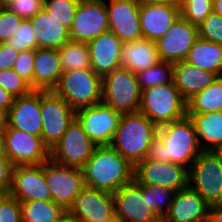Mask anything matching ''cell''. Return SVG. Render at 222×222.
Listing matches in <instances>:
<instances>
[{"label": "cell", "mask_w": 222, "mask_h": 222, "mask_svg": "<svg viewBox=\"0 0 222 222\" xmlns=\"http://www.w3.org/2000/svg\"><path fill=\"white\" fill-rule=\"evenodd\" d=\"M194 123L189 116L159 127L157 137L149 146L146 160L172 162L186 167L202 152Z\"/></svg>", "instance_id": "cell-1"}, {"label": "cell", "mask_w": 222, "mask_h": 222, "mask_svg": "<svg viewBox=\"0 0 222 222\" xmlns=\"http://www.w3.org/2000/svg\"><path fill=\"white\" fill-rule=\"evenodd\" d=\"M82 170L85 186L111 194L134 180V166L110 145L96 146Z\"/></svg>", "instance_id": "cell-2"}, {"label": "cell", "mask_w": 222, "mask_h": 222, "mask_svg": "<svg viewBox=\"0 0 222 222\" xmlns=\"http://www.w3.org/2000/svg\"><path fill=\"white\" fill-rule=\"evenodd\" d=\"M158 129L140 112L122 114L110 146L135 166L146 158Z\"/></svg>", "instance_id": "cell-3"}, {"label": "cell", "mask_w": 222, "mask_h": 222, "mask_svg": "<svg viewBox=\"0 0 222 222\" xmlns=\"http://www.w3.org/2000/svg\"><path fill=\"white\" fill-rule=\"evenodd\" d=\"M53 91L77 112L102 102V77L92 69L63 71Z\"/></svg>", "instance_id": "cell-4"}, {"label": "cell", "mask_w": 222, "mask_h": 222, "mask_svg": "<svg viewBox=\"0 0 222 222\" xmlns=\"http://www.w3.org/2000/svg\"><path fill=\"white\" fill-rule=\"evenodd\" d=\"M140 113L158 127L187 115V102L174 82L152 86L141 91Z\"/></svg>", "instance_id": "cell-5"}, {"label": "cell", "mask_w": 222, "mask_h": 222, "mask_svg": "<svg viewBox=\"0 0 222 222\" xmlns=\"http://www.w3.org/2000/svg\"><path fill=\"white\" fill-rule=\"evenodd\" d=\"M141 90L137 74L118 68L102 76V103L121 114L140 110Z\"/></svg>", "instance_id": "cell-6"}, {"label": "cell", "mask_w": 222, "mask_h": 222, "mask_svg": "<svg viewBox=\"0 0 222 222\" xmlns=\"http://www.w3.org/2000/svg\"><path fill=\"white\" fill-rule=\"evenodd\" d=\"M188 173L189 186L210 206L222 204V158L217 151L203 150Z\"/></svg>", "instance_id": "cell-7"}, {"label": "cell", "mask_w": 222, "mask_h": 222, "mask_svg": "<svg viewBox=\"0 0 222 222\" xmlns=\"http://www.w3.org/2000/svg\"><path fill=\"white\" fill-rule=\"evenodd\" d=\"M44 177L50 189L52 201L61 205L66 211L85 187L81 168L58 164L51 159L44 162Z\"/></svg>", "instance_id": "cell-8"}, {"label": "cell", "mask_w": 222, "mask_h": 222, "mask_svg": "<svg viewBox=\"0 0 222 222\" xmlns=\"http://www.w3.org/2000/svg\"><path fill=\"white\" fill-rule=\"evenodd\" d=\"M95 147L96 144L75 118L56 145L50 149V159L58 164L82 169Z\"/></svg>", "instance_id": "cell-9"}, {"label": "cell", "mask_w": 222, "mask_h": 222, "mask_svg": "<svg viewBox=\"0 0 222 222\" xmlns=\"http://www.w3.org/2000/svg\"><path fill=\"white\" fill-rule=\"evenodd\" d=\"M41 138L51 149L75 120L76 112L53 90H41Z\"/></svg>", "instance_id": "cell-10"}, {"label": "cell", "mask_w": 222, "mask_h": 222, "mask_svg": "<svg viewBox=\"0 0 222 222\" xmlns=\"http://www.w3.org/2000/svg\"><path fill=\"white\" fill-rule=\"evenodd\" d=\"M109 31L105 0H80L70 32V40L88 43Z\"/></svg>", "instance_id": "cell-11"}, {"label": "cell", "mask_w": 222, "mask_h": 222, "mask_svg": "<svg viewBox=\"0 0 222 222\" xmlns=\"http://www.w3.org/2000/svg\"><path fill=\"white\" fill-rule=\"evenodd\" d=\"M188 169L172 162L141 160L134 166V182L178 191L189 185Z\"/></svg>", "instance_id": "cell-12"}, {"label": "cell", "mask_w": 222, "mask_h": 222, "mask_svg": "<svg viewBox=\"0 0 222 222\" xmlns=\"http://www.w3.org/2000/svg\"><path fill=\"white\" fill-rule=\"evenodd\" d=\"M6 156L14 166L39 165L50 159V149L39 136H33L16 128H6Z\"/></svg>", "instance_id": "cell-13"}, {"label": "cell", "mask_w": 222, "mask_h": 222, "mask_svg": "<svg viewBox=\"0 0 222 222\" xmlns=\"http://www.w3.org/2000/svg\"><path fill=\"white\" fill-rule=\"evenodd\" d=\"M198 38V27L179 15L165 34L156 41L160 61L176 63L186 60Z\"/></svg>", "instance_id": "cell-14"}, {"label": "cell", "mask_w": 222, "mask_h": 222, "mask_svg": "<svg viewBox=\"0 0 222 222\" xmlns=\"http://www.w3.org/2000/svg\"><path fill=\"white\" fill-rule=\"evenodd\" d=\"M121 115L101 102L77 111L76 119L96 146H103L112 142Z\"/></svg>", "instance_id": "cell-15"}, {"label": "cell", "mask_w": 222, "mask_h": 222, "mask_svg": "<svg viewBox=\"0 0 222 222\" xmlns=\"http://www.w3.org/2000/svg\"><path fill=\"white\" fill-rule=\"evenodd\" d=\"M68 212L79 222L117 220L113 194L87 186L75 197Z\"/></svg>", "instance_id": "cell-16"}, {"label": "cell", "mask_w": 222, "mask_h": 222, "mask_svg": "<svg viewBox=\"0 0 222 222\" xmlns=\"http://www.w3.org/2000/svg\"><path fill=\"white\" fill-rule=\"evenodd\" d=\"M9 194L19 202L52 200L50 189L44 177V163L14 166Z\"/></svg>", "instance_id": "cell-17"}, {"label": "cell", "mask_w": 222, "mask_h": 222, "mask_svg": "<svg viewBox=\"0 0 222 222\" xmlns=\"http://www.w3.org/2000/svg\"><path fill=\"white\" fill-rule=\"evenodd\" d=\"M118 222H161L150 209L147 195L132 181L113 193Z\"/></svg>", "instance_id": "cell-18"}, {"label": "cell", "mask_w": 222, "mask_h": 222, "mask_svg": "<svg viewBox=\"0 0 222 222\" xmlns=\"http://www.w3.org/2000/svg\"><path fill=\"white\" fill-rule=\"evenodd\" d=\"M108 14L109 31H112L122 42L142 39L139 18L140 4L137 0L105 1Z\"/></svg>", "instance_id": "cell-19"}, {"label": "cell", "mask_w": 222, "mask_h": 222, "mask_svg": "<svg viewBox=\"0 0 222 222\" xmlns=\"http://www.w3.org/2000/svg\"><path fill=\"white\" fill-rule=\"evenodd\" d=\"M42 124L41 90H32L25 96L16 97L8 111L7 128H16L41 137Z\"/></svg>", "instance_id": "cell-20"}, {"label": "cell", "mask_w": 222, "mask_h": 222, "mask_svg": "<svg viewBox=\"0 0 222 222\" xmlns=\"http://www.w3.org/2000/svg\"><path fill=\"white\" fill-rule=\"evenodd\" d=\"M91 68L101 77L121 68L123 42L112 32L107 31L87 43Z\"/></svg>", "instance_id": "cell-21"}, {"label": "cell", "mask_w": 222, "mask_h": 222, "mask_svg": "<svg viewBox=\"0 0 222 222\" xmlns=\"http://www.w3.org/2000/svg\"><path fill=\"white\" fill-rule=\"evenodd\" d=\"M210 205L189 185L176 192L161 222H201L208 220Z\"/></svg>", "instance_id": "cell-22"}, {"label": "cell", "mask_w": 222, "mask_h": 222, "mask_svg": "<svg viewBox=\"0 0 222 222\" xmlns=\"http://www.w3.org/2000/svg\"><path fill=\"white\" fill-rule=\"evenodd\" d=\"M180 15L179 4H140L142 39L157 41Z\"/></svg>", "instance_id": "cell-23"}, {"label": "cell", "mask_w": 222, "mask_h": 222, "mask_svg": "<svg viewBox=\"0 0 222 222\" xmlns=\"http://www.w3.org/2000/svg\"><path fill=\"white\" fill-rule=\"evenodd\" d=\"M173 76V82L186 102L219 77L218 74L197 68L186 60L173 63Z\"/></svg>", "instance_id": "cell-24"}, {"label": "cell", "mask_w": 222, "mask_h": 222, "mask_svg": "<svg viewBox=\"0 0 222 222\" xmlns=\"http://www.w3.org/2000/svg\"><path fill=\"white\" fill-rule=\"evenodd\" d=\"M62 72L57 49H35L33 90H53L57 86Z\"/></svg>", "instance_id": "cell-25"}, {"label": "cell", "mask_w": 222, "mask_h": 222, "mask_svg": "<svg viewBox=\"0 0 222 222\" xmlns=\"http://www.w3.org/2000/svg\"><path fill=\"white\" fill-rule=\"evenodd\" d=\"M160 61L156 41L140 39L123 42L121 68L137 74Z\"/></svg>", "instance_id": "cell-26"}, {"label": "cell", "mask_w": 222, "mask_h": 222, "mask_svg": "<svg viewBox=\"0 0 222 222\" xmlns=\"http://www.w3.org/2000/svg\"><path fill=\"white\" fill-rule=\"evenodd\" d=\"M37 40V48L58 49L70 40L69 29L52 18L45 9L31 19Z\"/></svg>", "instance_id": "cell-27"}, {"label": "cell", "mask_w": 222, "mask_h": 222, "mask_svg": "<svg viewBox=\"0 0 222 222\" xmlns=\"http://www.w3.org/2000/svg\"><path fill=\"white\" fill-rule=\"evenodd\" d=\"M195 126L199 145L204 151H218L222 147V111L187 114ZM201 139L206 144L201 145Z\"/></svg>", "instance_id": "cell-28"}, {"label": "cell", "mask_w": 222, "mask_h": 222, "mask_svg": "<svg viewBox=\"0 0 222 222\" xmlns=\"http://www.w3.org/2000/svg\"><path fill=\"white\" fill-rule=\"evenodd\" d=\"M186 61L202 70L222 76V45L198 38Z\"/></svg>", "instance_id": "cell-29"}, {"label": "cell", "mask_w": 222, "mask_h": 222, "mask_svg": "<svg viewBox=\"0 0 222 222\" xmlns=\"http://www.w3.org/2000/svg\"><path fill=\"white\" fill-rule=\"evenodd\" d=\"M222 111V76L187 101V114Z\"/></svg>", "instance_id": "cell-30"}, {"label": "cell", "mask_w": 222, "mask_h": 222, "mask_svg": "<svg viewBox=\"0 0 222 222\" xmlns=\"http://www.w3.org/2000/svg\"><path fill=\"white\" fill-rule=\"evenodd\" d=\"M22 222H55L67 211L52 200L20 202Z\"/></svg>", "instance_id": "cell-31"}, {"label": "cell", "mask_w": 222, "mask_h": 222, "mask_svg": "<svg viewBox=\"0 0 222 222\" xmlns=\"http://www.w3.org/2000/svg\"><path fill=\"white\" fill-rule=\"evenodd\" d=\"M57 50L62 71L92 69L87 43L69 40Z\"/></svg>", "instance_id": "cell-32"}, {"label": "cell", "mask_w": 222, "mask_h": 222, "mask_svg": "<svg viewBox=\"0 0 222 222\" xmlns=\"http://www.w3.org/2000/svg\"><path fill=\"white\" fill-rule=\"evenodd\" d=\"M144 195H147V201L150 209L162 220L169 211L170 205L177 191L167 189L161 186H151L136 183Z\"/></svg>", "instance_id": "cell-33"}, {"label": "cell", "mask_w": 222, "mask_h": 222, "mask_svg": "<svg viewBox=\"0 0 222 222\" xmlns=\"http://www.w3.org/2000/svg\"><path fill=\"white\" fill-rule=\"evenodd\" d=\"M173 63L159 61L156 65L137 73L141 91L146 88L173 82Z\"/></svg>", "instance_id": "cell-34"}, {"label": "cell", "mask_w": 222, "mask_h": 222, "mask_svg": "<svg viewBox=\"0 0 222 222\" xmlns=\"http://www.w3.org/2000/svg\"><path fill=\"white\" fill-rule=\"evenodd\" d=\"M80 0H45L49 15L70 30Z\"/></svg>", "instance_id": "cell-35"}, {"label": "cell", "mask_w": 222, "mask_h": 222, "mask_svg": "<svg viewBox=\"0 0 222 222\" xmlns=\"http://www.w3.org/2000/svg\"><path fill=\"white\" fill-rule=\"evenodd\" d=\"M180 15L194 26H199L213 11V0H180Z\"/></svg>", "instance_id": "cell-36"}, {"label": "cell", "mask_w": 222, "mask_h": 222, "mask_svg": "<svg viewBox=\"0 0 222 222\" xmlns=\"http://www.w3.org/2000/svg\"><path fill=\"white\" fill-rule=\"evenodd\" d=\"M16 51L37 49V40L30 19H23L16 34L7 42Z\"/></svg>", "instance_id": "cell-37"}, {"label": "cell", "mask_w": 222, "mask_h": 222, "mask_svg": "<svg viewBox=\"0 0 222 222\" xmlns=\"http://www.w3.org/2000/svg\"><path fill=\"white\" fill-rule=\"evenodd\" d=\"M0 86L14 97L25 96L33 90L13 69L0 71Z\"/></svg>", "instance_id": "cell-38"}, {"label": "cell", "mask_w": 222, "mask_h": 222, "mask_svg": "<svg viewBox=\"0 0 222 222\" xmlns=\"http://www.w3.org/2000/svg\"><path fill=\"white\" fill-rule=\"evenodd\" d=\"M199 37L222 45V16L213 11L198 26Z\"/></svg>", "instance_id": "cell-39"}, {"label": "cell", "mask_w": 222, "mask_h": 222, "mask_svg": "<svg viewBox=\"0 0 222 222\" xmlns=\"http://www.w3.org/2000/svg\"><path fill=\"white\" fill-rule=\"evenodd\" d=\"M23 18L5 8H0V44L7 43L17 32Z\"/></svg>", "instance_id": "cell-40"}, {"label": "cell", "mask_w": 222, "mask_h": 222, "mask_svg": "<svg viewBox=\"0 0 222 222\" xmlns=\"http://www.w3.org/2000/svg\"><path fill=\"white\" fill-rule=\"evenodd\" d=\"M0 222H22L20 202L9 193L0 194Z\"/></svg>", "instance_id": "cell-41"}, {"label": "cell", "mask_w": 222, "mask_h": 222, "mask_svg": "<svg viewBox=\"0 0 222 222\" xmlns=\"http://www.w3.org/2000/svg\"><path fill=\"white\" fill-rule=\"evenodd\" d=\"M35 50L29 49L20 52L18 58L14 61L13 70L26 81L33 89V71H34Z\"/></svg>", "instance_id": "cell-42"}, {"label": "cell", "mask_w": 222, "mask_h": 222, "mask_svg": "<svg viewBox=\"0 0 222 222\" xmlns=\"http://www.w3.org/2000/svg\"><path fill=\"white\" fill-rule=\"evenodd\" d=\"M44 5L45 0H14L7 9L23 19H31Z\"/></svg>", "instance_id": "cell-43"}, {"label": "cell", "mask_w": 222, "mask_h": 222, "mask_svg": "<svg viewBox=\"0 0 222 222\" xmlns=\"http://www.w3.org/2000/svg\"><path fill=\"white\" fill-rule=\"evenodd\" d=\"M14 165L7 156H0V194L10 192Z\"/></svg>", "instance_id": "cell-44"}, {"label": "cell", "mask_w": 222, "mask_h": 222, "mask_svg": "<svg viewBox=\"0 0 222 222\" xmlns=\"http://www.w3.org/2000/svg\"><path fill=\"white\" fill-rule=\"evenodd\" d=\"M20 52L9 46L7 43L0 44V71L13 69L14 61Z\"/></svg>", "instance_id": "cell-45"}, {"label": "cell", "mask_w": 222, "mask_h": 222, "mask_svg": "<svg viewBox=\"0 0 222 222\" xmlns=\"http://www.w3.org/2000/svg\"><path fill=\"white\" fill-rule=\"evenodd\" d=\"M16 97L0 86V107L9 111Z\"/></svg>", "instance_id": "cell-46"}, {"label": "cell", "mask_w": 222, "mask_h": 222, "mask_svg": "<svg viewBox=\"0 0 222 222\" xmlns=\"http://www.w3.org/2000/svg\"><path fill=\"white\" fill-rule=\"evenodd\" d=\"M209 222H222V204L212 205L208 212Z\"/></svg>", "instance_id": "cell-47"}, {"label": "cell", "mask_w": 222, "mask_h": 222, "mask_svg": "<svg viewBox=\"0 0 222 222\" xmlns=\"http://www.w3.org/2000/svg\"><path fill=\"white\" fill-rule=\"evenodd\" d=\"M139 4H180V0H137Z\"/></svg>", "instance_id": "cell-48"}, {"label": "cell", "mask_w": 222, "mask_h": 222, "mask_svg": "<svg viewBox=\"0 0 222 222\" xmlns=\"http://www.w3.org/2000/svg\"><path fill=\"white\" fill-rule=\"evenodd\" d=\"M8 126V111L0 107V130H5Z\"/></svg>", "instance_id": "cell-49"}, {"label": "cell", "mask_w": 222, "mask_h": 222, "mask_svg": "<svg viewBox=\"0 0 222 222\" xmlns=\"http://www.w3.org/2000/svg\"><path fill=\"white\" fill-rule=\"evenodd\" d=\"M0 156H6L4 130H0Z\"/></svg>", "instance_id": "cell-50"}, {"label": "cell", "mask_w": 222, "mask_h": 222, "mask_svg": "<svg viewBox=\"0 0 222 222\" xmlns=\"http://www.w3.org/2000/svg\"><path fill=\"white\" fill-rule=\"evenodd\" d=\"M55 222H79L68 211Z\"/></svg>", "instance_id": "cell-51"}, {"label": "cell", "mask_w": 222, "mask_h": 222, "mask_svg": "<svg viewBox=\"0 0 222 222\" xmlns=\"http://www.w3.org/2000/svg\"><path fill=\"white\" fill-rule=\"evenodd\" d=\"M213 12L222 16V0H213Z\"/></svg>", "instance_id": "cell-52"}, {"label": "cell", "mask_w": 222, "mask_h": 222, "mask_svg": "<svg viewBox=\"0 0 222 222\" xmlns=\"http://www.w3.org/2000/svg\"><path fill=\"white\" fill-rule=\"evenodd\" d=\"M14 0H0V8L7 9Z\"/></svg>", "instance_id": "cell-53"}, {"label": "cell", "mask_w": 222, "mask_h": 222, "mask_svg": "<svg viewBox=\"0 0 222 222\" xmlns=\"http://www.w3.org/2000/svg\"><path fill=\"white\" fill-rule=\"evenodd\" d=\"M98 222H118L117 220H106V221H98Z\"/></svg>", "instance_id": "cell-54"}, {"label": "cell", "mask_w": 222, "mask_h": 222, "mask_svg": "<svg viewBox=\"0 0 222 222\" xmlns=\"http://www.w3.org/2000/svg\"><path fill=\"white\" fill-rule=\"evenodd\" d=\"M222 158V147L217 151Z\"/></svg>", "instance_id": "cell-55"}]
</instances>
